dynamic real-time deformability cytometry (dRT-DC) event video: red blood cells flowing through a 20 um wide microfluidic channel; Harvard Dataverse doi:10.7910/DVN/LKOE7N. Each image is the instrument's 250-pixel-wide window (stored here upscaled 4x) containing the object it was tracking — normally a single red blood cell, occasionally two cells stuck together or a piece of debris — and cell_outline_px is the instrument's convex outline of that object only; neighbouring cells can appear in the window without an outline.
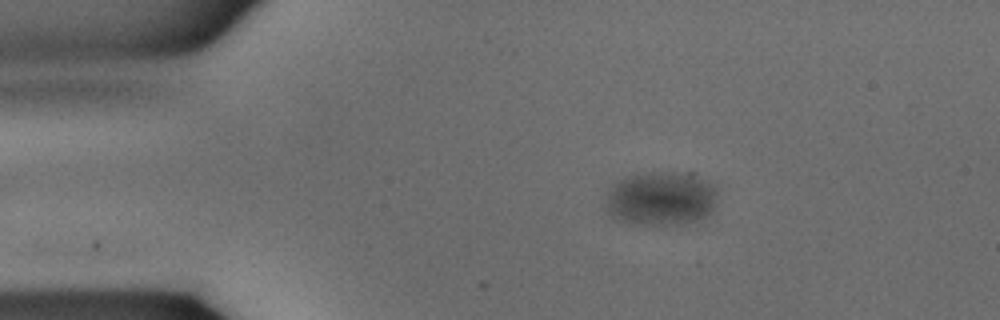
{"species": "common noctule bat (a hibernating species)", "species_latin": "Nyctalus noctula", "temperature_condition": "warm", "stored_images_in_passage": 30, "camera_frame_rate_fps": 3000, "um_per_image_px": 0.085, "animal": {"sex": "male", "body_mass_g": 15.6}, "frame": {"image": 1, "passage_image": 1, "time_ms": 0.0, "image_size_px": [1000, 320], "cell_outline_px": [[716, 196], [712, 212], [708, 216], [684, 224], [632, 224], [620, 220], [604, 212], [604, 196], [608, 188], [612, 184], [620, 180], [632, 176], [648, 172], [680, 172], [708, 180], [716, 188]], "centroid_in_image_um": [56.13, 16.89], "position_along_channel_um": 28.9, "area_um2": 35.6}}
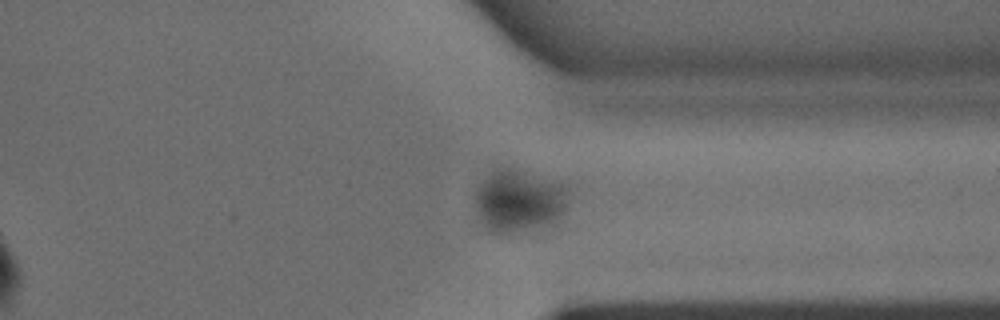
{"frame": {"image": 2, "passage_image": 22, "time_ms": 7.0, "image_size_px": [1000, 320], "cell_outline_px": [[568, 184], [564, 208], [556, 216], [548, 220], [524, 228], [508, 232], [488, 232], [476, 208], [476, 188], [492, 172], [508, 168], [512, 168]], "centroid_in_image_um": [44.05, 17.0], "position_along_channel_um": 367.3, "area_um2": 32.02}}
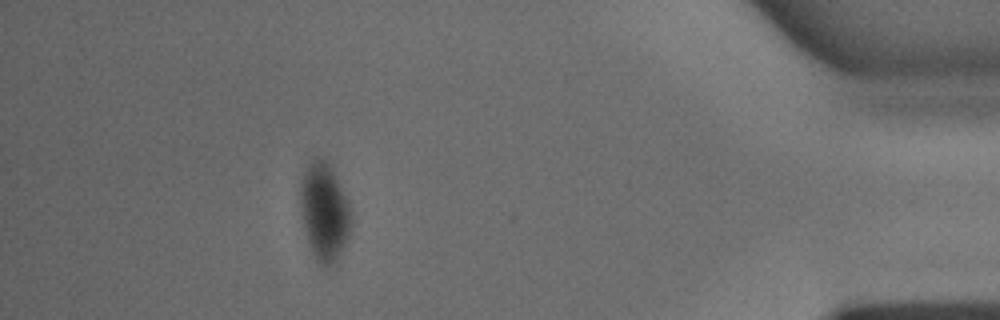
{"frame": {"image": 3, "passage_image": 27, "time_ms": 8.667, "image_size_px": [1000, 320], "cell_outline_px": [[352, 224], [348, 236], [332, 268], [324, 268], [316, 260], [308, 244], [304, 228], [300, 208], [300, 184], [304, 172], [308, 164], [316, 156], [320, 156], [328, 164], [348, 204], [352, 216]], "centroid_in_image_um": [27.54, 18.06], "position_along_channel_um": 407.7, "area_um2": 28.55}}